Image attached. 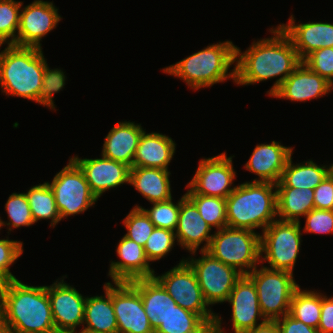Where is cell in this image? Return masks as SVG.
<instances>
[{"label":"cell","mask_w":333,"mask_h":333,"mask_svg":"<svg viewBox=\"0 0 333 333\" xmlns=\"http://www.w3.org/2000/svg\"><path fill=\"white\" fill-rule=\"evenodd\" d=\"M269 30L273 36L255 40L246 51L236 46L235 84L246 86L277 78L267 91L271 96L302 60L279 25Z\"/></svg>","instance_id":"cell-1"},{"label":"cell","mask_w":333,"mask_h":333,"mask_svg":"<svg viewBox=\"0 0 333 333\" xmlns=\"http://www.w3.org/2000/svg\"><path fill=\"white\" fill-rule=\"evenodd\" d=\"M0 325L14 332L56 333L47 286L0 283Z\"/></svg>","instance_id":"cell-2"},{"label":"cell","mask_w":333,"mask_h":333,"mask_svg":"<svg viewBox=\"0 0 333 333\" xmlns=\"http://www.w3.org/2000/svg\"><path fill=\"white\" fill-rule=\"evenodd\" d=\"M236 45L232 41L214 43L162 69L166 74L183 80L194 91L223 83H235ZM234 66L230 70V67Z\"/></svg>","instance_id":"cell-3"},{"label":"cell","mask_w":333,"mask_h":333,"mask_svg":"<svg viewBox=\"0 0 333 333\" xmlns=\"http://www.w3.org/2000/svg\"><path fill=\"white\" fill-rule=\"evenodd\" d=\"M42 49L7 44L0 52V87L5 95L22 97L39 104L47 63Z\"/></svg>","instance_id":"cell-4"},{"label":"cell","mask_w":333,"mask_h":333,"mask_svg":"<svg viewBox=\"0 0 333 333\" xmlns=\"http://www.w3.org/2000/svg\"><path fill=\"white\" fill-rule=\"evenodd\" d=\"M226 215L228 227L263 231L277 220L276 184L252 181L238 184L226 198Z\"/></svg>","instance_id":"cell-5"},{"label":"cell","mask_w":333,"mask_h":333,"mask_svg":"<svg viewBox=\"0 0 333 333\" xmlns=\"http://www.w3.org/2000/svg\"><path fill=\"white\" fill-rule=\"evenodd\" d=\"M167 293L183 309L198 314L211 328L212 333H225L222 317L214 313L205 301L194 270L184 257L162 275H154Z\"/></svg>","instance_id":"cell-6"},{"label":"cell","mask_w":333,"mask_h":333,"mask_svg":"<svg viewBox=\"0 0 333 333\" xmlns=\"http://www.w3.org/2000/svg\"><path fill=\"white\" fill-rule=\"evenodd\" d=\"M213 234L207 252L214 258L242 275L260 266V233L226 226Z\"/></svg>","instance_id":"cell-7"},{"label":"cell","mask_w":333,"mask_h":333,"mask_svg":"<svg viewBox=\"0 0 333 333\" xmlns=\"http://www.w3.org/2000/svg\"><path fill=\"white\" fill-rule=\"evenodd\" d=\"M301 221L275 220L260 233V262L293 273L302 242Z\"/></svg>","instance_id":"cell-8"},{"label":"cell","mask_w":333,"mask_h":333,"mask_svg":"<svg viewBox=\"0 0 333 333\" xmlns=\"http://www.w3.org/2000/svg\"><path fill=\"white\" fill-rule=\"evenodd\" d=\"M247 276L255 284L260 310L266 320H276L289 313L293 293L300 286L293 273L261 264Z\"/></svg>","instance_id":"cell-9"},{"label":"cell","mask_w":333,"mask_h":333,"mask_svg":"<svg viewBox=\"0 0 333 333\" xmlns=\"http://www.w3.org/2000/svg\"><path fill=\"white\" fill-rule=\"evenodd\" d=\"M48 184L54 192L61 220L84 213L98 201L91 192L83 171L71 158Z\"/></svg>","instance_id":"cell-10"},{"label":"cell","mask_w":333,"mask_h":333,"mask_svg":"<svg viewBox=\"0 0 333 333\" xmlns=\"http://www.w3.org/2000/svg\"><path fill=\"white\" fill-rule=\"evenodd\" d=\"M201 257L194 258L196 252L185 261L194 270L205 301L210 306L227 302L235 283L242 277L235 268L214 258L207 251H199Z\"/></svg>","instance_id":"cell-11"},{"label":"cell","mask_w":333,"mask_h":333,"mask_svg":"<svg viewBox=\"0 0 333 333\" xmlns=\"http://www.w3.org/2000/svg\"><path fill=\"white\" fill-rule=\"evenodd\" d=\"M233 157L235 156L227 157L226 152H223L201 159L194 176L186 185L185 189H189L185 194H201L226 199L236 188L233 184L237 174L232 163Z\"/></svg>","instance_id":"cell-12"},{"label":"cell","mask_w":333,"mask_h":333,"mask_svg":"<svg viewBox=\"0 0 333 333\" xmlns=\"http://www.w3.org/2000/svg\"><path fill=\"white\" fill-rule=\"evenodd\" d=\"M65 277L67 275L47 286V292L56 333H76V328L83 326L87 297L73 285L65 283Z\"/></svg>","instance_id":"cell-13"},{"label":"cell","mask_w":333,"mask_h":333,"mask_svg":"<svg viewBox=\"0 0 333 333\" xmlns=\"http://www.w3.org/2000/svg\"><path fill=\"white\" fill-rule=\"evenodd\" d=\"M20 10L17 46L42 48L41 41L62 20L58 8L51 1L34 0Z\"/></svg>","instance_id":"cell-14"},{"label":"cell","mask_w":333,"mask_h":333,"mask_svg":"<svg viewBox=\"0 0 333 333\" xmlns=\"http://www.w3.org/2000/svg\"><path fill=\"white\" fill-rule=\"evenodd\" d=\"M118 333H154L139 291L130 282H112Z\"/></svg>","instance_id":"cell-15"},{"label":"cell","mask_w":333,"mask_h":333,"mask_svg":"<svg viewBox=\"0 0 333 333\" xmlns=\"http://www.w3.org/2000/svg\"><path fill=\"white\" fill-rule=\"evenodd\" d=\"M101 158L70 157L83 171L91 192L99 198L109 189L129 184L130 167L100 155Z\"/></svg>","instance_id":"cell-16"},{"label":"cell","mask_w":333,"mask_h":333,"mask_svg":"<svg viewBox=\"0 0 333 333\" xmlns=\"http://www.w3.org/2000/svg\"><path fill=\"white\" fill-rule=\"evenodd\" d=\"M227 302L232 308L234 333H245L266 321L260 310L255 284L247 275H242L235 283Z\"/></svg>","instance_id":"cell-17"},{"label":"cell","mask_w":333,"mask_h":333,"mask_svg":"<svg viewBox=\"0 0 333 333\" xmlns=\"http://www.w3.org/2000/svg\"><path fill=\"white\" fill-rule=\"evenodd\" d=\"M212 228L201 217L195 204L184 194L178 216V224L175 230L177 244L181 249L189 253L207 251L213 237Z\"/></svg>","instance_id":"cell-18"},{"label":"cell","mask_w":333,"mask_h":333,"mask_svg":"<svg viewBox=\"0 0 333 333\" xmlns=\"http://www.w3.org/2000/svg\"><path fill=\"white\" fill-rule=\"evenodd\" d=\"M293 148L283 146L279 141L257 144L244 168L257 175L252 182H270L277 184L285 169L286 163L293 153Z\"/></svg>","instance_id":"cell-19"},{"label":"cell","mask_w":333,"mask_h":333,"mask_svg":"<svg viewBox=\"0 0 333 333\" xmlns=\"http://www.w3.org/2000/svg\"><path fill=\"white\" fill-rule=\"evenodd\" d=\"M121 260L110 261L108 276L111 282H130L141 278L154 277L155 271L146 257L144 247L123 236L116 247Z\"/></svg>","instance_id":"cell-20"},{"label":"cell","mask_w":333,"mask_h":333,"mask_svg":"<svg viewBox=\"0 0 333 333\" xmlns=\"http://www.w3.org/2000/svg\"><path fill=\"white\" fill-rule=\"evenodd\" d=\"M330 92L331 84L301 62L270 97L293 102H306L319 99Z\"/></svg>","instance_id":"cell-21"},{"label":"cell","mask_w":333,"mask_h":333,"mask_svg":"<svg viewBox=\"0 0 333 333\" xmlns=\"http://www.w3.org/2000/svg\"><path fill=\"white\" fill-rule=\"evenodd\" d=\"M295 21L291 15L288 23L278 25L291 39L301 60L314 50L333 48V23L309 21L296 24Z\"/></svg>","instance_id":"cell-22"},{"label":"cell","mask_w":333,"mask_h":333,"mask_svg":"<svg viewBox=\"0 0 333 333\" xmlns=\"http://www.w3.org/2000/svg\"><path fill=\"white\" fill-rule=\"evenodd\" d=\"M145 129L131 121L116 123L105 136L101 155L133 167V159L140 137Z\"/></svg>","instance_id":"cell-23"},{"label":"cell","mask_w":333,"mask_h":333,"mask_svg":"<svg viewBox=\"0 0 333 333\" xmlns=\"http://www.w3.org/2000/svg\"><path fill=\"white\" fill-rule=\"evenodd\" d=\"M176 151V143L166 134L143 131L133 159V167L168 170Z\"/></svg>","instance_id":"cell-24"},{"label":"cell","mask_w":333,"mask_h":333,"mask_svg":"<svg viewBox=\"0 0 333 333\" xmlns=\"http://www.w3.org/2000/svg\"><path fill=\"white\" fill-rule=\"evenodd\" d=\"M104 294L87 296L82 329L83 333H118V325L112 304V283L103 286Z\"/></svg>","instance_id":"cell-25"},{"label":"cell","mask_w":333,"mask_h":333,"mask_svg":"<svg viewBox=\"0 0 333 333\" xmlns=\"http://www.w3.org/2000/svg\"><path fill=\"white\" fill-rule=\"evenodd\" d=\"M130 283L139 291L145 313L155 331L177 303L155 277L136 279Z\"/></svg>","instance_id":"cell-26"},{"label":"cell","mask_w":333,"mask_h":333,"mask_svg":"<svg viewBox=\"0 0 333 333\" xmlns=\"http://www.w3.org/2000/svg\"><path fill=\"white\" fill-rule=\"evenodd\" d=\"M170 171L149 167H132L129 184L150 203L169 200L172 197Z\"/></svg>","instance_id":"cell-27"},{"label":"cell","mask_w":333,"mask_h":333,"mask_svg":"<svg viewBox=\"0 0 333 333\" xmlns=\"http://www.w3.org/2000/svg\"><path fill=\"white\" fill-rule=\"evenodd\" d=\"M292 155L289 157L276 187L315 189L330 173V165H318L312 159L294 164Z\"/></svg>","instance_id":"cell-28"},{"label":"cell","mask_w":333,"mask_h":333,"mask_svg":"<svg viewBox=\"0 0 333 333\" xmlns=\"http://www.w3.org/2000/svg\"><path fill=\"white\" fill-rule=\"evenodd\" d=\"M277 219L281 221L300 222L314 206V189L276 187Z\"/></svg>","instance_id":"cell-29"},{"label":"cell","mask_w":333,"mask_h":333,"mask_svg":"<svg viewBox=\"0 0 333 333\" xmlns=\"http://www.w3.org/2000/svg\"><path fill=\"white\" fill-rule=\"evenodd\" d=\"M25 194L35 223L42 219H51L50 227L54 228L61 221L55 195L48 182L32 186Z\"/></svg>","instance_id":"cell-30"},{"label":"cell","mask_w":333,"mask_h":333,"mask_svg":"<svg viewBox=\"0 0 333 333\" xmlns=\"http://www.w3.org/2000/svg\"><path fill=\"white\" fill-rule=\"evenodd\" d=\"M299 286L293 293L289 314L305 325L318 329L321 313V293L302 290Z\"/></svg>","instance_id":"cell-31"},{"label":"cell","mask_w":333,"mask_h":333,"mask_svg":"<svg viewBox=\"0 0 333 333\" xmlns=\"http://www.w3.org/2000/svg\"><path fill=\"white\" fill-rule=\"evenodd\" d=\"M154 333H212L198 315L177 305Z\"/></svg>","instance_id":"cell-32"},{"label":"cell","mask_w":333,"mask_h":333,"mask_svg":"<svg viewBox=\"0 0 333 333\" xmlns=\"http://www.w3.org/2000/svg\"><path fill=\"white\" fill-rule=\"evenodd\" d=\"M197 207L201 217L216 231L227 226L226 199L201 194H185Z\"/></svg>","instance_id":"cell-33"},{"label":"cell","mask_w":333,"mask_h":333,"mask_svg":"<svg viewBox=\"0 0 333 333\" xmlns=\"http://www.w3.org/2000/svg\"><path fill=\"white\" fill-rule=\"evenodd\" d=\"M4 206L5 211L8 214V222L3 221L0 217L1 228L7 226V230L11 232L13 228L29 227L32 226V224H35L28 198L24 192H14L9 195Z\"/></svg>","instance_id":"cell-34"},{"label":"cell","mask_w":333,"mask_h":333,"mask_svg":"<svg viewBox=\"0 0 333 333\" xmlns=\"http://www.w3.org/2000/svg\"><path fill=\"white\" fill-rule=\"evenodd\" d=\"M22 2L0 0V45H16Z\"/></svg>","instance_id":"cell-35"},{"label":"cell","mask_w":333,"mask_h":333,"mask_svg":"<svg viewBox=\"0 0 333 333\" xmlns=\"http://www.w3.org/2000/svg\"><path fill=\"white\" fill-rule=\"evenodd\" d=\"M173 199L160 202H152L153 206L150 209L135 205L134 207L142 208L150 218V221L157 228L176 230L178 224V216L181 204V198L175 204Z\"/></svg>","instance_id":"cell-36"},{"label":"cell","mask_w":333,"mask_h":333,"mask_svg":"<svg viewBox=\"0 0 333 333\" xmlns=\"http://www.w3.org/2000/svg\"><path fill=\"white\" fill-rule=\"evenodd\" d=\"M123 224L127 230L124 236L142 247L145 246L148 237L155 228L144 210L137 207H133L132 210H130L129 214L123 219Z\"/></svg>","instance_id":"cell-37"},{"label":"cell","mask_w":333,"mask_h":333,"mask_svg":"<svg viewBox=\"0 0 333 333\" xmlns=\"http://www.w3.org/2000/svg\"><path fill=\"white\" fill-rule=\"evenodd\" d=\"M177 242L174 231L155 227L148 237L144 251L149 262L159 261L172 251Z\"/></svg>","instance_id":"cell-38"},{"label":"cell","mask_w":333,"mask_h":333,"mask_svg":"<svg viewBox=\"0 0 333 333\" xmlns=\"http://www.w3.org/2000/svg\"><path fill=\"white\" fill-rule=\"evenodd\" d=\"M62 69L55 68L51 69L49 68L48 63H46L44 75H43V82L42 86L39 92V104L43 105V107H47L51 110H56L55 109V102H54V94H57L62 91L64 86L65 81H66V76L64 74Z\"/></svg>","instance_id":"cell-39"},{"label":"cell","mask_w":333,"mask_h":333,"mask_svg":"<svg viewBox=\"0 0 333 333\" xmlns=\"http://www.w3.org/2000/svg\"><path fill=\"white\" fill-rule=\"evenodd\" d=\"M0 239V283L17 279L10 272V266L23 254V242L18 240Z\"/></svg>","instance_id":"cell-40"},{"label":"cell","mask_w":333,"mask_h":333,"mask_svg":"<svg viewBox=\"0 0 333 333\" xmlns=\"http://www.w3.org/2000/svg\"><path fill=\"white\" fill-rule=\"evenodd\" d=\"M302 62L313 72L318 73L330 84L333 82V48H320L312 51Z\"/></svg>","instance_id":"cell-41"},{"label":"cell","mask_w":333,"mask_h":333,"mask_svg":"<svg viewBox=\"0 0 333 333\" xmlns=\"http://www.w3.org/2000/svg\"><path fill=\"white\" fill-rule=\"evenodd\" d=\"M302 231L311 234H333V210L312 209L305 216Z\"/></svg>","instance_id":"cell-42"},{"label":"cell","mask_w":333,"mask_h":333,"mask_svg":"<svg viewBox=\"0 0 333 333\" xmlns=\"http://www.w3.org/2000/svg\"><path fill=\"white\" fill-rule=\"evenodd\" d=\"M315 209L333 210V175L329 173L314 189Z\"/></svg>","instance_id":"cell-43"},{"label":"cell","mask_w":333,"mask_h":333,"mask_svg":"<svg viewBox=\"0 0 333 333\" xmlns=\"http://www.w3.org/2000/svg\"><path fill=\"white\" fill-rule=\"evenodd\" d=\"M280 333H320L318 329L305 325L293 318L289 313L276 319Z\"/></svg>","instance_id":"cell-44"},{"label":"cell","mask_w":333,"mask_h":333,"mask_svg":"<svg viewBox=\"0 0 333 333\" xmlns=\"http://www.w3.org/2000/svg\"><path fill=\"white\" fill-rule=\"evenodd\" d=\"M320 333H333V297L321 293Z\"/></svg>","instance_id":"cell-45"},{"label":"cell","mask_w":333,"mask_h":333,"mask_svg":"<svg viewBox=\"0 0 333 333\" xmlns=\"http://www.w3.org/2000/svg\"><path fill=\"white\" fill-rule=\"evenodd\" d=\"M245 333H280L276 320H266Z\"/></svg>","instance_id":"cell-46"},{"label":"cell","mask_w":333,"mask_h":333,"mask_svg":"<svg viewBox=\"0 0 333 333\" xmlns=\"http://www.w3.org/2000/svg\"><path fill=\"white\" fill-rule=\"evenodd\" d=\"M0 333H15V332L7 328H4L0 325Z\"/></svg>","instance_id":"cell-47"},{"label":"cell","mask_w":333,"mask_h":333,"mask_svg":"<svg viewBox=\"0 0 333 333\" xmlns=\"http://www.w3.org/2000/svg\"><path fill=\"white\" fill-rule=\"evenodd\" d=\"M15 333H43V332L25 331V332H15Z\"/></svg>","instance_id":"cell-48"},{"label":"cell","mask_w":333,"mask_h":333,"mask_svg":"<svg viewBox=\"0 0 333 333\" xmlns=\"http://www.w3.org/2000/svg\"><path fill=\"white\" fill-rule=\"evenodd\" d=\"M330 173L333 175V163L330 165Z\"/></svg>","instance_id":"cell-49"}]
</instances>
